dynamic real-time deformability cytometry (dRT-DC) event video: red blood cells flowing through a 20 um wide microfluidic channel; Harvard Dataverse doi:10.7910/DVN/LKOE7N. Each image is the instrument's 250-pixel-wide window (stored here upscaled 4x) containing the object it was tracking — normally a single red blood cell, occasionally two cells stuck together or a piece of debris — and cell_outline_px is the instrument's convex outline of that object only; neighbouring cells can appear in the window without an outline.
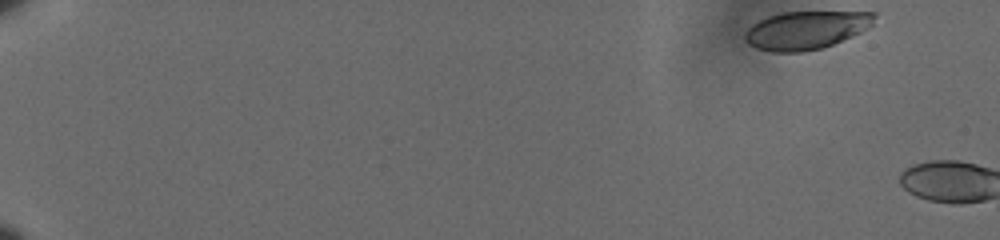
{"species": "human", "species_latin": "Homo sapiens", "temperature_condition": "cold", "stored_images_in_passage": 3, "camera_frame_rate_fps": 3000, "um_per_image_px": 0.085, "donor": {"sex": "male"}, "frame": {"image": 1, "passage_image": 1, "time_ms": 0.0, "image_size_px": [1000, 240], "cell_outline_px": [[876, 16], [872, 24], [868, 28], [860, 32], [832, 44], [820, 48], [800, 52], [772, 52], [756, 48], [748, 44], [744, 40], [744, 32], [752, 24], [768, 16], [780, 12], [876, 12]], "centroid_in_image_um": [68.47, 2.55], "position_along_channel_um": 16.5, "area_um2": 28.67}}